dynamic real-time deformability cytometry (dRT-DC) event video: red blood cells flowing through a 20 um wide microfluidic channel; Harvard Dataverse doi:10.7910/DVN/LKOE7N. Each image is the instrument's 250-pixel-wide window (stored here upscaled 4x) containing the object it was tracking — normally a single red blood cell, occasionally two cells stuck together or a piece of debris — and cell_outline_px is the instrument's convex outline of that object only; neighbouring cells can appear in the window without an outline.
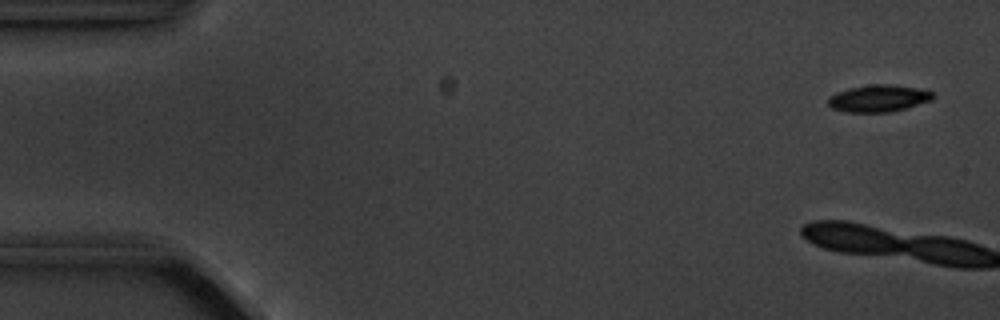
{"species": "common noctule bat (a hibernating species)", "species_latin": "Nyctalus noctula", "temperature_condition": "cold", "stored_images_in_passage": 6, "camera_frame_rate_fps": 3000, "um_per_image_px": 0.085, "animal": {"sex": "male", "body_mass_g": 20.1, "forearm_length_mm": 53.5}, "frame": {"image": 1, "passage_image": 1, "time_ms": 0.0, "image_size_px": [1000, 320], "cell_outline_px": [[936, 96], [932, 100], [892, 112], [844, 112], [832, 108], [828, 104], [828, 96], [836, 92], [848, 88], [872, 84], [892, 84], [916, 88], [932, 92]], "centroid_in_image_um": [74.65, 8.36], "position_along_channel_um": 10.3, "area_um2": 16.59}}